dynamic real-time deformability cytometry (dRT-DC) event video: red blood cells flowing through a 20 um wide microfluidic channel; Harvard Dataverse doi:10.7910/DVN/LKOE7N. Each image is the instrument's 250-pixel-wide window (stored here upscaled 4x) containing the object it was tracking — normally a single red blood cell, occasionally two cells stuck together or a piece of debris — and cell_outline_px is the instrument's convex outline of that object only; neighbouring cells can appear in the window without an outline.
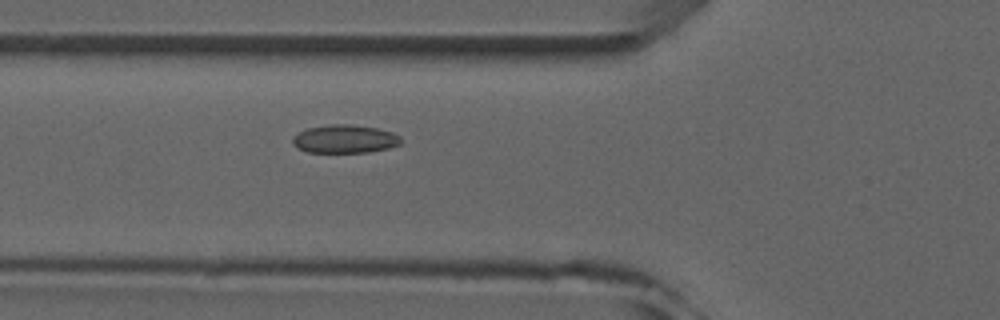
{"species": "common noctule bat (a hibernating species)", "species_latin": "Nyctalus noctula", "temperature_condition": "room temperature", "stored_images_in_passage": 6, "camera_frame_rate_fps": 3000, "um_per_image_px": 0.085, "animal": {"sex": "male", "forearm_length_mm": 52.5}, "frame": {"image": 1, "passage_image": 6, "time_ms": 5.667, "image_size_px": [1000, 320], "cell_outline_px": [[400, 144], [388, 148], [368, 152], [308, 152], [296, 148], [292, 144], [292, 136], [308, 128], [328, 124], [352, 124], [376, 128], [392, 132], [400, 136]], "centroid_in_image_um": [29.27, 11.81], "position_along_channel_um": 96.5, "area_um2": 17.86}}